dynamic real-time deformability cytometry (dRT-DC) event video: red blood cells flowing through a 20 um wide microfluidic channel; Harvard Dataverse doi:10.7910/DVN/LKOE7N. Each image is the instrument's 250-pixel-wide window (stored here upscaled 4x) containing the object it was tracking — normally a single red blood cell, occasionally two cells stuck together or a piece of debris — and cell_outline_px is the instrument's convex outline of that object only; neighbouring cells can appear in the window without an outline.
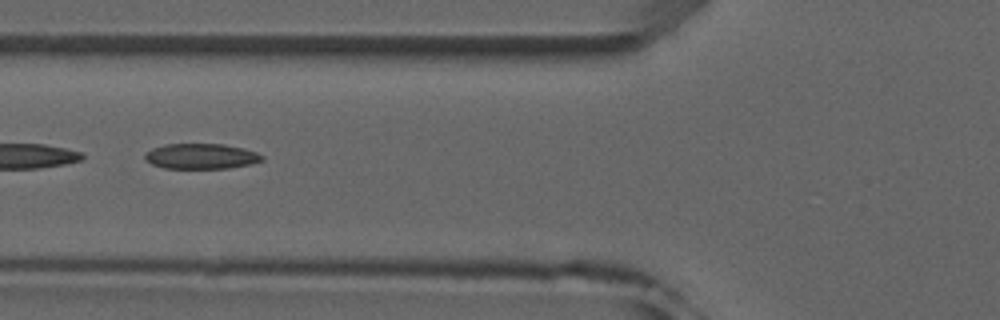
{"species": "common noctule bat (a hibernating species)", "species_latin": "Nyctalus noctula", "temperature_condition": "room temperature", "stored_images_in_passage": 5, "camera_frame_rate_fps": 3000, "um_per_image_px": 0.085, "animal": {"sex": "male", "forearm_length_mm": 52.5}, "frame": {"image": 1, "passage_image": 5, "time_ms": 5.333, "image_size_px": [1000, 320], "cell_outline_px": [[264, 160], [252, 164], [228, 168], [164, 168], [152, 164], [144, 160], [144, 152], [152, 148], [164, 144], [224, 144], [244, 148], [256, 152], [264, 156]], "centroid_in_image_um": [17.08, 13.28], "position_along_channel_um": 108.7, "area_um2": 17.51}}